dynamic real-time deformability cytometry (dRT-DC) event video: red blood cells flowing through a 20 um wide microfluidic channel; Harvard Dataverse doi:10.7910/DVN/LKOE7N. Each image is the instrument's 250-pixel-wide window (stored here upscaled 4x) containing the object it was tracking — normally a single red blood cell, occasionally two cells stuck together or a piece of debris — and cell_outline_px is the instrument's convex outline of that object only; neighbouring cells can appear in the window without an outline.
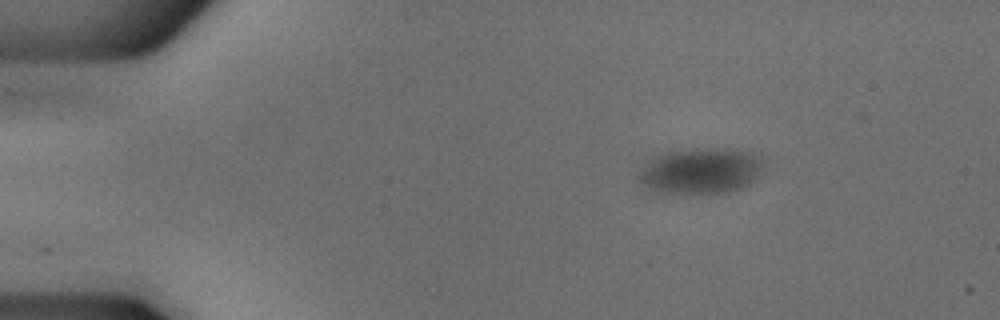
{"species": "common noctule bat (a hibernating species)", "species_latin": "Nyctalus noctula", "temperature_condition": "cold", "stored_images_in_passage": 46, "camera_frame_rate_fps": 3000, "um_per_image_px": 0.085, "animal": {"sex": "male", "body_mass_g": 18.8}, "frame": {"image": 1, "passage_image": 1, "time_ms": 0.0, "image_size_px": [1000, 320], "cell_outline_px": [[764, 164], [756, 176], [748, 184], [740, 188], [728, 192], [652, 192], [640, 180], [640, 176], [644, 164], [652, 156], [660, 152], [688, 148], [736, 148], [764, 156]], "centroid_in_image_um": [59.58, 14.46], "position_along_channel_um": 25.4, "area_um2": 33.52}}
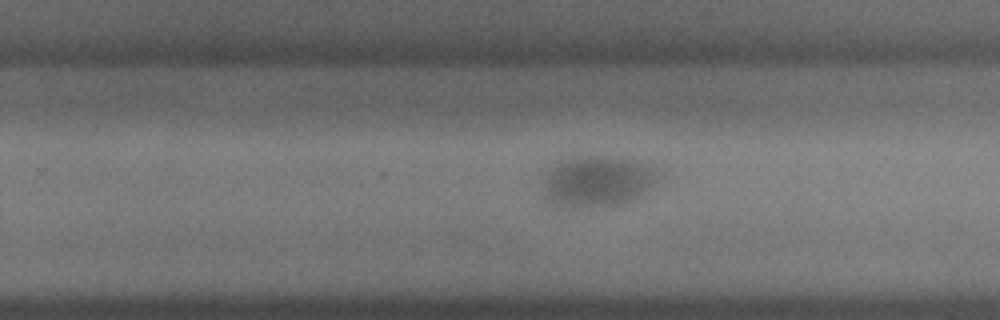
{"frame": {"image": 2, "passage_image": 27, "time_ms": 8.667, "image_size_px": [1000, 320], "cell_outline_px": [[664, 176], [652, 188], [640, 196], [632, 200], [620, 204], [556, 208], [548, 204], [544, 200], [544, 172], [560, 160], [572, 156], [620, 156], [640, 160], [664, 168]], "centroid_in_image_um": [50.87, 15.37], "position_along_channel_um": 278.9, "area_um2": 36.13}}
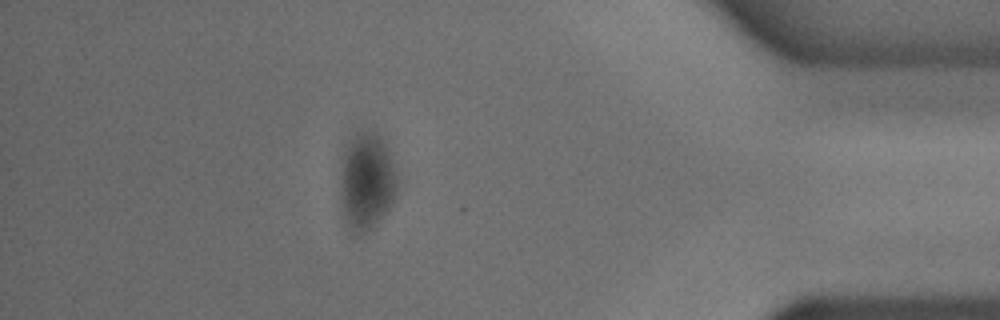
{"frame": {"image": 3, "passage_image": 40, "time_ms": 13.0, "image_size_px": [1000, 320], "cell_outline_px": [[396, 192], [392, 204], [364, 232], [352, 236], [348, 236], [340, 204], [340, 176], [344, 144], [348, 136], [356, 132], [372, 128], [380, 136], [388, 152], [396, 172]], "centroid_in_image_um": [31.07, 15.37], "position_along_channel_um": 404.1, "area_um2": 32.89}}